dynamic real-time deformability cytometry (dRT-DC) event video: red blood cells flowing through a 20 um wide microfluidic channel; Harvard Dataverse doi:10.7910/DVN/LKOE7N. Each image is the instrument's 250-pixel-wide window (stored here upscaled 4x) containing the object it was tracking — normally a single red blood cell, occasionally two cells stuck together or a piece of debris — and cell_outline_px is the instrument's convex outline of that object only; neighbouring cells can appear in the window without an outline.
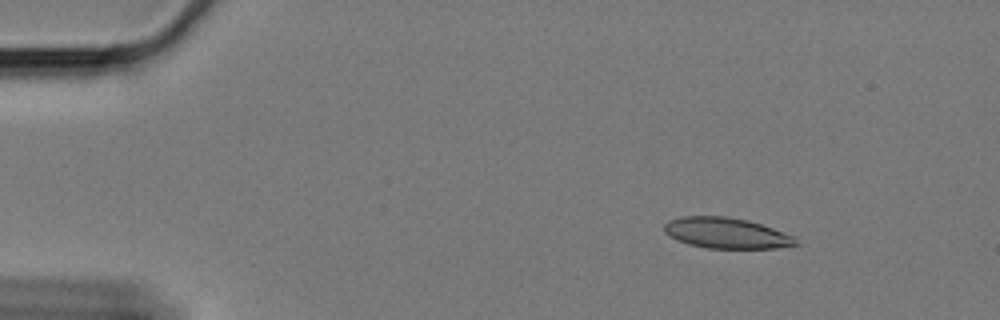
{"species": "Egyptian fruit bat (a non-hibernating species)", "species_latin": "Rousettus aegyptiacus", "temperature_condition": "cold", "stored_images_in_passage": 53, "camera_frame_rate_fps": 3000, "um_per_image_px": 0.085, "animal": {"sex": "female"}, "frame": {"image": 1, "passage_image": 1, "time_ms": 0.0, "image_size_px": [1000, 320], "cell_outline_px": [[800, 244], [776, 248], [708, 248], [688, 244], [664, 232], [664, 224], [668, 220], [684, 216], [724, 216], [748, 220], [796, 236]], "centroid_in_image_um": [61.78, 19.81], "position_along_channel_um": 23.2, "area_um2": 23.47}}
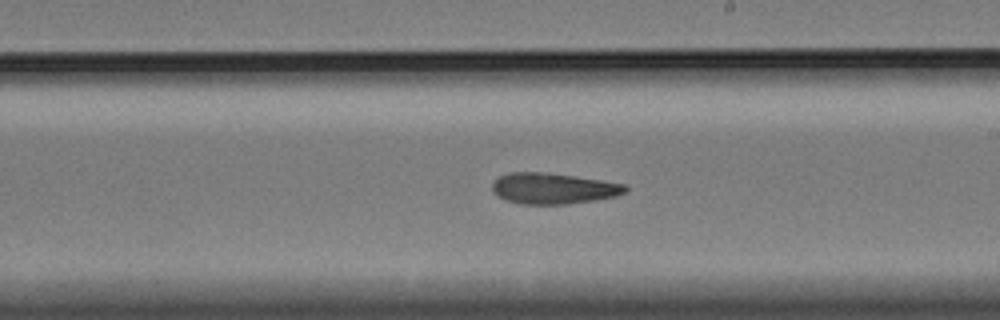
{"frame": {"image": 2, "passage_image": 28, "time_ms": 9.0, "image_size_px": [1000, 320], "cell_outline_px": [[628, 188], [624, 192], [616, 196], [596, 200], [568, 204], [520, 204], [508, 200], [492, 192], [492, 184], [500, 176], [508, 172], [548, 172], [600, 180], [624, 184]], "centroid_in_image_um": [47.02, 16.01], "position_along_channel_um": 242.0, "area_um2": 23.87}}
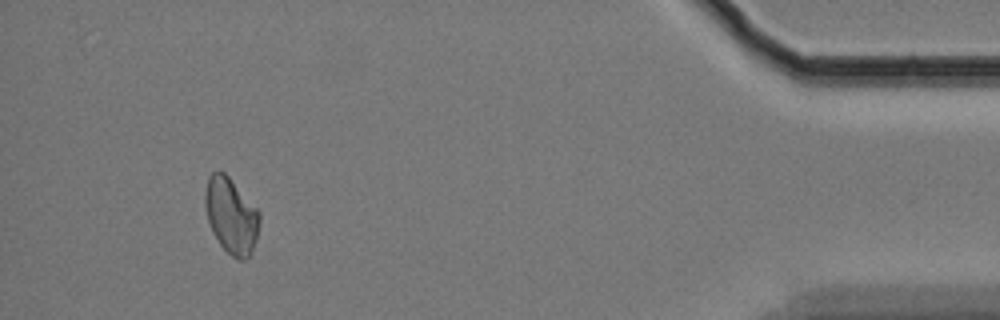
{"frame": {"image": 3, "passage_image": 49, "time_ms": 16.0, "image_size_px": [1000, 320], "cell_outline_px": [[260, 220], [256, 240], [248, 256], [244, 260], [240, 260], [232, 256], [220, 244], [212, 232], [208, 220], [204, 204], [204, 196], [208, 176], [212, 172], [224, 172], [228, 176], [260, 212]], "centroid_in_image_um": [19.63, 18.32], "position_along_channel_um": 415.6, "area_um2": 23.76}}